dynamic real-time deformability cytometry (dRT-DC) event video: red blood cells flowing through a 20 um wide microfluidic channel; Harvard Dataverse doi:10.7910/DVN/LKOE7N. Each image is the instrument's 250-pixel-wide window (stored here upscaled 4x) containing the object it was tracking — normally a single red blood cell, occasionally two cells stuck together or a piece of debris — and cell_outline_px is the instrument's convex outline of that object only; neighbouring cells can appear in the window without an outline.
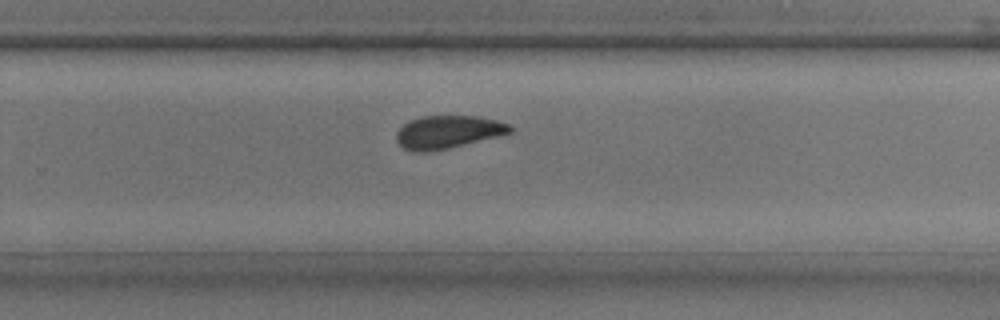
{"species": "common noctule bat (a hibernating species)", "species_latin": "Nyctalus noctula", "temperature_condition": "room temperature", "stored_images_in_passage": 27, "camera_frame_rate_fps": 3000, "um_per_image_px": 0.085, "animal": {"sex": "male", "body_mass_g": 17.9, "forearm_length_mm": 54.2}, "frame": {"image": 1, "passage_image": 20, "time_ms": 6.333, "image_size_px": [1000, 320], "cell_outline_px": [[512, 132], [448, 148], [428, 152], [412, 152], [404, 148], [396, 140], [396, 132], [408, 120], [420, 116], [480, 116], [496, 120], [508, 124], [512, 128]], "centroid_in_image_um": [38.02, 11.21], "position_along_channel_um": 291.8, "area_um2": 21.68}}